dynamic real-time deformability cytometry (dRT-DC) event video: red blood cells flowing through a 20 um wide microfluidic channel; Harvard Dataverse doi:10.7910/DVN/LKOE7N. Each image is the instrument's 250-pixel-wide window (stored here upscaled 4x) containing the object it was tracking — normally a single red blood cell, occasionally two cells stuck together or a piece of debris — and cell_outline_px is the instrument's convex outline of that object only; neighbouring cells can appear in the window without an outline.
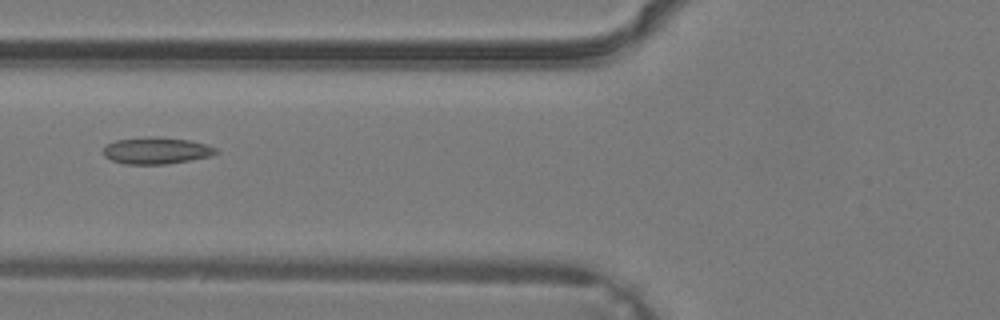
{"species": "common noctule bat (a hibernating species)", "species_latin": "Nyctalus noctula", "temperature_condition": "warm", "stored_images_in_passage": 26, "camera_frame_rate_fps": 3000, "um_per_image_px": 0.085, "animal": {"sex": "male", "body_mass_g": 19.2, "forearm_length_mm": 51.8}, "frame": {"image": 1, "passage_image": 3, "time_ms": 0.667, "image_size_px": [1000, 320], "cell_outline_px": [[220, 152], [208, 156], [188, 160], [164, 164], [124, 164], [112, 160], [104, 156], [104, 148], [108, 144], [116, 140], [188, 140], [208, 144], [216, 148]], "centroid_in_image_um": [13.32, 12.86], "position_along_channel_um": 112.5, "area_um2": 16.3}}
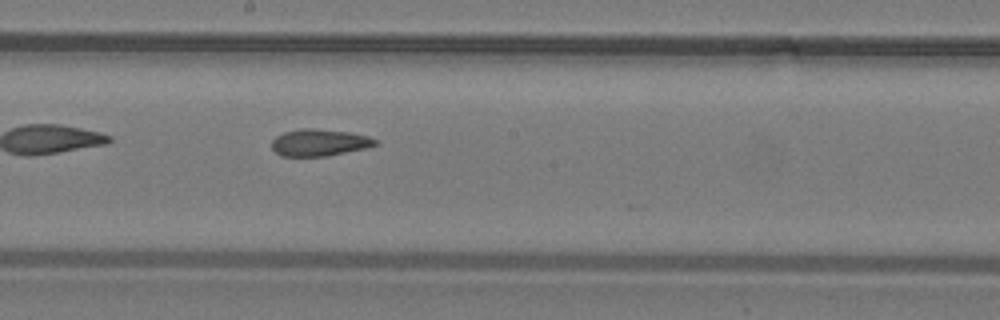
{"frame": {"image": 2, "passage_image": 9, "time_ms": 2.667, "image_size_px": [1000, 320], "cell_outline_px": [[376, 144], [364, 148], [328, 156], [280, 156], [272, 148], [272, 140], [276, 136], [284, 132], [300, 128], [312, 128], [348, 132], [368, 136], [376, 140]], "centroid_in_image_um": [27.09, 12.11], "position_along_channel_um": 221.1, "area_um2": 16.07}}
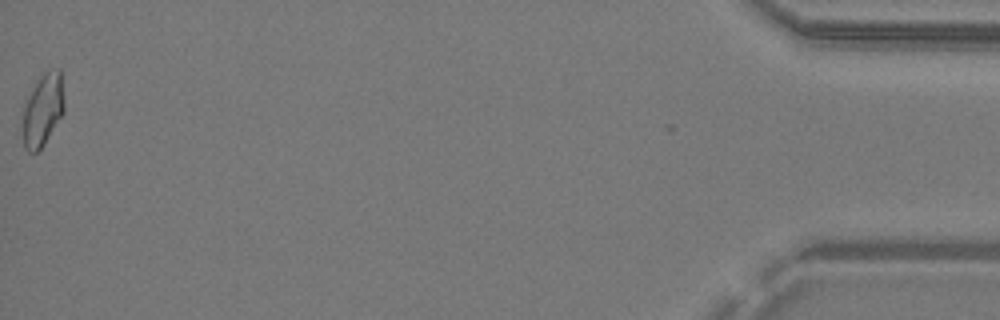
{"frame": {"image": 3, "passage_image": 26, "time_ms": 8.333, "image_size_px": [1000, 320], "cell_outline_px": [[64, 112], [44, 144], [36, 152], [28, 152], [24, 148], [24, 100], [40, 76], [44, 72], [56, 68], [60, 68], [64, 100]], "centroid_in_image_um": [3.65, 9.3], "position_along_channel_um": 431.5, "area_um2": 17.4}}